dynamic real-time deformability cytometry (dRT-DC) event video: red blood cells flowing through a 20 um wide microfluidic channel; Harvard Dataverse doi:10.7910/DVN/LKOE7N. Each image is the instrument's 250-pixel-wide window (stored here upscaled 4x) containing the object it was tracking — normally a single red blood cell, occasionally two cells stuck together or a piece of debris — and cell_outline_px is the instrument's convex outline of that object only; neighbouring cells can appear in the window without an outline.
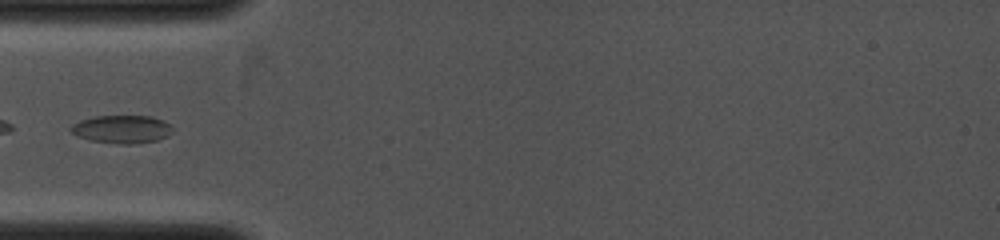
{"species": "common noctule bat (a hibernating species)", "species_latin": "Nyctalus noctula", "temperature_condition": "cold", "stored_images_in_passage": 3, "camera_frame_rate_fps": 4000, "um_per_image_px": 0.085, "animal": {"sex": "female", "body_mass_g": 19.0, "forearm_length_mm": 53.3}, "frame": {"image": 1, "passage_image": 1, "time_ms": 0.0, "image_size_px": [1000, 240], "cell_outline_px": [[172, 132], [168, 136], [156, 140], [132, 144], [120, 144], [92, 140], [80, 136], [72, 132], [68, 128], [72, 124], [80, 120], [96, 116], [152, 116], [164, 120], [172, 128]], "centroid_in_image_um": [10.37, 10.97], "position_along_channel_um": 74.6, "area_um2": 16.47}}